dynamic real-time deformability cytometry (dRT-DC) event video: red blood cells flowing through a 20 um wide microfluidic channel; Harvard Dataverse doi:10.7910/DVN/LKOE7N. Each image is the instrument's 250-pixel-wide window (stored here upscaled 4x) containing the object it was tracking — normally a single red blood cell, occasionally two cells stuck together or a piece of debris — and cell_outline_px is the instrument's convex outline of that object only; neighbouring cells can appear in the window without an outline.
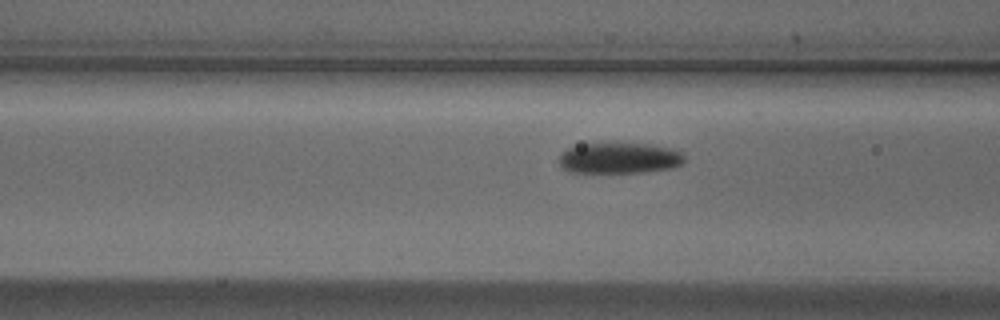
{"species": "Egyptian fruit bat (a non-hibernating species)", "species_latin": "Rousettus aegyptiacus", "temperature_condition": "cold", "stored_images_in_passage": 38, "camera_frame_rate_fps": 3000, "um_per_image_px": 0.085, "animal": {"sex": "male"}, "frame": {"image": 1, "passage_image": 15, "time_ms": 4.667, "image_size_px": [1000, 320], "cell_outline_px": [[684, 160], [680, 164], [672, 168], [644, 172], [572, 172], [564, 168], [560, 164], [560, 156], [568, 148], [584, 144], [644, 144], [672, 148], [684, 152]], "centroid_in_image_um": [52.7, 13.44], "position_along_channel_um": 113.9, "area_um2": 22.14}}
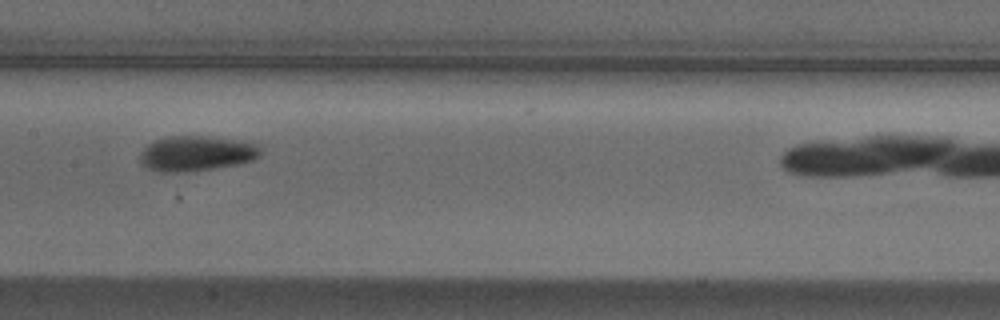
{"frame": {"image": 2, "passage_image": 21, "time_ms": 6.667, "image_size_px": [1000, 320], "cell_outline_px": [[260, 156], [252, 160], [236, 164], [212, 168], [184, 172], [160, 172], [148, 168], [140, 164], [140, 152], [148, 144], [156, 140], [168, 136], [208, 136], [260, 144]], "centroid_in_image_um": [16.66, 13.04], "position_along_channel_um": 190.7, "area_um2": 24.57}}
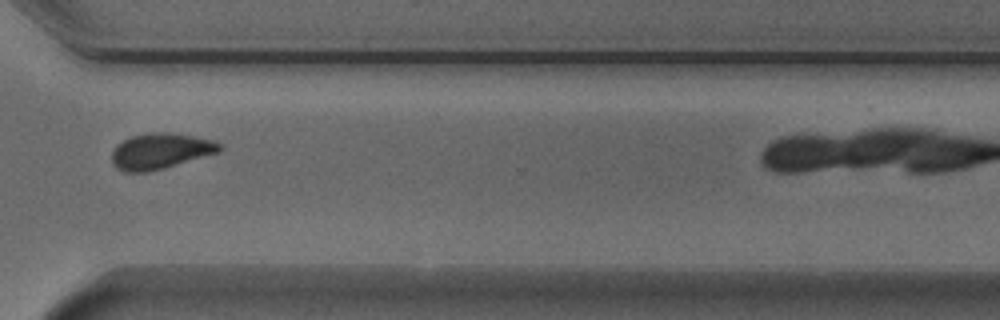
{"frame": {"image": 3, "passage_image": 34, "time_ms": 11.0, "image_size_px": [1000, 320], "cell_outline_px": [[224, 148], [220, 152], [164, 168], [148, 172], [124, 172], [116, 168], [112, 164], [112, 152], [116, 144], [132, 136], [152, 132], [168, 132], [216, 140]], "centroid_in_image_um": [13.64, 12.85], "position_along_channel_um": 357.0, "area_um2": 22.6}}